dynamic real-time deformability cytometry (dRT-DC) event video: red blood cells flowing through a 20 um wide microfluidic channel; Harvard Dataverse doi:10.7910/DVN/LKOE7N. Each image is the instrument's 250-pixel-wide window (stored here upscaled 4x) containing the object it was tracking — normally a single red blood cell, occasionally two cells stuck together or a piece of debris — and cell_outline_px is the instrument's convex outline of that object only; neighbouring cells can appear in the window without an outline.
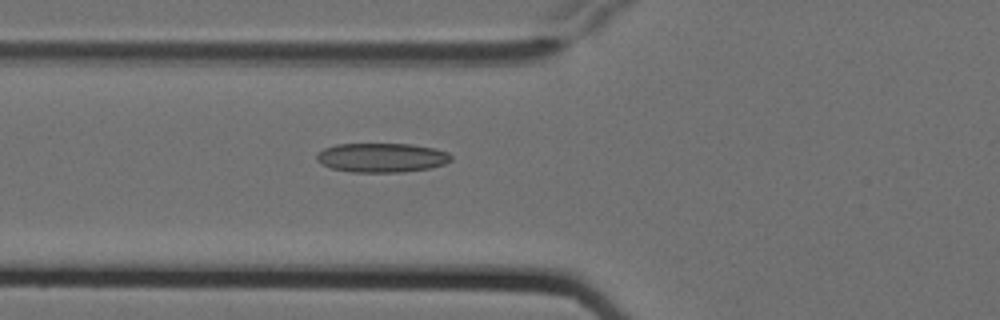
{"species": "Egyptian fruit bat (a non-hibernating species)", "species_latin": "Rousettus aegyptiacus", "temperature_condition": "cold", "stored_images_in_passage": 4, "camera_frame_rate_fps": 3000, "um_per_image_px": 0.085, "animal": {"sex": "female"}, "frame": {"image": 1, "passage_image": 4, "time_ms": 1.0, "image_size_px": [1000, 320], "cell_outline_px": [[452, 160], [444, 164], [428, 168], [404, 172], [352, 172], [332, 168], [320, 164], [316, 160], [316, 156], [324, 148], [336, 144], [412, 144], [432, 148], [448, 152], [452, 156]], "centroid_in_image_um": [32.44, 13.4], "position_along_channel_um": 93.4, "area_um2": 22.89}}